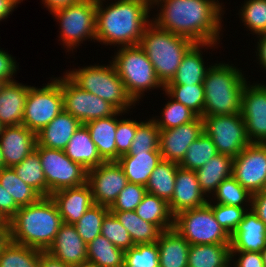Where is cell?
Here are the masks:
<instances>
[{
  "mask_svg": "<svg viewBox=\"0 0 266 267\" xmlns=\"http://www.w3.org/2000/svg\"><path fill=\"white\" fill-rule=\"evenodd\" d=\"M151 4L161 7L152 20L158 28L195 43H217L220 39L223 9L218 0H151Z\"/></svg>",
  "mask_w": 266,
  "mask_h": 267,
  "instance_id": "1",
  "label": "cell"
},
{
  "mask_svg": "<svg viewBox=\"0 0 266 267\" xmlns=\"http://www.w3.org/2000/svg\"><path fill=\"white\" fill-rule=\"evenodd\" d=\"M97 0L96 41L109 45H139L149 19L151 0H118L103 8Z\"/></svg>",
  "mask_w": 266,
  "mask_h": 267,
  "instance_id": "2",
  "label": "cell"
},
{
  "mask_svg": "<svg viewBox=\"0 0 266 267\" xmlns=\"http://www.w3.org/2000/svg\"><path fill=\"white\" fill-rule=\"evenodd\" d=\"M11 241L47 251L63 224L55 201L41 197L36 203L20 207L8 221Z\"/></svg>",
  "mask_w": 266,
  "mask_h": 267,
  "instance_id": "3",
  "label": "cell"
},
{
  "mask_svg": "<svg viewBox=\"0 0 266 267\" xmlns=\"http://www.w3.org/2000/svg\"><path fill=\"white\" fill-rule=\"evenodd\" d=\"M244 74L229 64L209 66L203 81L205 102L202 116L240 113L245 84Z\"/></svg>",
  "mask_w": 266,
  "mask_h": 267,
  "instance_id": "4",
  "label": "cell"
},
{
  "mask_svg": "<svg viewBox=\"0 0 266 267\" xmlns=\"http://www.w3.org/2000/svg\"><path fill=\"white\" fill-rule=\"evenodd\" d=\"M194 44L191 39L160 29L153 22L139 42L164 86L175 76L181 60Z\"/></svg>",
  "mask_w": 266,
  "mask_h": 267,
  "instance_id": "5",
  "label": "cell"
},
{
  "mask_svg": "<svg viewBox=\"0 0 266 267\" xmlns=\"http://www.w3.org/2000/svg\"><path fill=\"white\" fill-rule=\"evenodd\" d=\"M77 86L126 112L135 102L110 61L108 66L90 65L65 73Z\"/></svg>",
  "mask_w": 266,
  "mask_h": 267,
  "instance_id": "6",
  "label": "cell"
},
{
  "mask_svg": "<svg viewBox=\"0 0 266 267\" xmlns=\"http://www.w3.org/2000/svg\"><path fill=\"white\" fill-rule=\"evenodd\" d=\"M117 51L111 62L123 81L128 95L135 103L141 99L147 89L157 87L164 89L151 61L139 45L120 46Z\"/></svg>",
  "mask_w": 266,
  "mask_h": 267,
  "instance_id": "7",
  "label": "cell"
},
{
  "mask_svg": "<svg viewBox=\"0 0 266 267\" xmlns=\"http://www.w3.org/2000/svg\"><path fill=\"white\" fill-rule=\"evenodd\" d=\"M173 228L190 245L231 244V236L216 221L212 209L207 204L176 214Z\"/></svg>",
  "mask_w": 266,
  "mask_h": 267,
  "instance_id": "8",
  "label": "cell"
},
{
  "mask_svg": "<svg viewBox=\"0 0 266 267\" xmlns=\"http://www.w3.org/2000/svg\"><path fill=\"white\" fill-rule=\"evenodd\" d=\"M52 14L60 20V39L67 50L73 51L84 40L94 39L95 42L97 0H80Z\"/></svg>",
  "mask_w": 266,
  "mask_h": 267,
  "instance_id": "9",
  "label": "cell"
},
{
  "mask_svg": "<svg viewBox=\"0 0 266 267\" xmlns=\"http://www.w3.org/2000/svg\"><path fill=\"white\" fill-rule=\"evenodd\" d=\"M63 110L61 77L42 88L29 86L22 124L37 134Z\"/></svg>",
  "mask_w": 266,
  "mask_h": 267,
  "instance_id": "10",
  "label": "cell"
},
{
  "mask_svg": "<svg viewBox=\"0 0 266 267\" xmlns=\"http://www.w3.org/2000/svg\"><path fill=\"white\" fill-rule=\"evenodd\" d=\"M47 183V197L54 192L78 187L87 182V170L73 162L61 149H49L36 144Z\"/></svg>",
  "mask_w": 266,
  "mask_h": 267,
  "instance_id": "11",
  "label": "cell"
},
{
  "mask_svg": "<svg viewBox=\"0 0 266 267\" xmlns=\"http://www.w3.org/2000/svg\"><path fill=\"white\" fill-rule=\"evenodd\" d=\"M202 118L204 132L211 137L218 153L234 158L250 144L244 119L240 113L202 116Z\"/></svg>",
  "mask_w": 266,
  "mask_h": 267,
  "instance_id": "12",
  "label": "cell"
},
{
  "mask_svg": "<svg viewBox=\"0 0 266 267\" xmlns=\"http://www.w3.org/2000/svg\"><path fill=\"white\" fill-rule=\"evenodd\" d=\"M64 110L82 124L115 115L119 110L111 103L77 86L67 75L61 77Z\"/></svg>",
  "mask_w": 266,
  "mask_h": 267,
  "instance_id": "13",
  "label": "cell"
},
{
  "mask_svg": "<svg viewBox=\"0 0 266 267\" xmlns=\"http://www.w3.org/2000/svg\"><path fill=\"white\" fill-rule=\"evenodd\" d=\"M232 176L252 195L266 189V144L250 143L233 158Z\"/></svg>",
  "mask_w": 266,
  "mask_h": 267,
  "instance_id": "14",
  "label": "cell"
},
{
  "mask_svg": "<svg viewBox=\"0 0 266 267\" xmlns=\"http://www.w3.org/2000/svg\"><path fill=\"white\" fill-rule=\"evenodd\" d=\"M240 114L250 143L266 144V85L244 86Z\"/></svg>",
  "mask_w": 266,
  "mask_h": 267,
  "instance_id": "15",
  "label": "cell"
},
{
  "mask_svg": "<svg viewBox=\"0 0 266 267\" xmlns=\"http://www.w3.org/2000/svg\"><path fill=\"white\" fill-rule=\"evenodd\" d=\"M87 183L91 188L94 204L110 207L128 180L118 162L110 161L87 171Z\"/></svg>",
  "mask_w": 266,
  "mask_h": 267,
  "instance_id": "16",
  "label": "cell"
},
{
  "mask_svg": "<svg viewBox=\"0 0 266 267\" xmlns=\"http://www.w3.org/2000/svg\"><path fill=\"white\" fill-rule=\"evenodd\" d=\"M204 132L202 117L175 128L160 130L159 151L161 158L180 164L188 147Z\"/></svg>",
  "mask_w": 266,
  "mask_h": 267,
  "instance_id": "17",
  "label": "cell"
},
{
  "mask_svg": "<svg viewBox=\"0 0 266 267\" xmlns=\"http://www.w3.org/2000/svg\"><path fill=\"white\" fill-rule=\"evenodd\" d=\"M36 144V133L23 124L3 127L0 134V146L4 167L20 164L35 150Z\"/></svg>",
  "mask_w": 266,
  "mask_h": 267,
  "instance_id": "18",
  "label": "cell"
},
{
  "mask_svg": "<svg viewBox=\"0 0 266 267\" xmlns=\"http://www.w3.org/2000/svg\"><path fill=\"white\" fill-rule=\"evenodd\" d=\"M204 195L196 172L179 166L176 173L174 193L168 202L171 213L175 216L181 211L205 206L209 200Z\"/></svg>",
  "mask_w": 266,
  "mask_h": 267,
  "instance_id": "19",
  "label": "cell"
},
{
  "mask_svg": "<svg viewBox=\"0 0 266 267\" xmlns=\"http://www.w3.org/2000/svg\"><path fill=\"white\" fill-rule=\"evenodd\" d=\"M68 266L87 263V244L73 224L63 223L47 251Z\"/></svg>",
  "mask_w": 266,
  "mask_h": 267,
  "instance_id": "20",
  "label": "cell"
},
{
  "mask_svg": "<svg viewBox=\"0 0 266 267\" xmlns=\"http://www.w3.org/2000/svg\"><path fill=\"white\" fill-rule=\"evenodd\" d=\"M51 198L57 204L65 224L74 225L94 205L92 191L87 182L78 187L58 190L51 195Z\"/></svg>",
  "mask_w": 266,
  "mask_h": 267,
  "instance_id": "21",
  "label": "cell"
},
{
  "mask_svg": "<svg viewBox=\"0 0 266 267\" xmlns=\"http://www.w3.org/2000/svg\"><path fill=\"white\" fill-rule=\"evenodd\" d=\"M231 251L261 252L266 247V224L250 209L231 235Z\"/></svg>",
  "mask_w": 266,
  "mask_h": 267,
  "instance_id": "22",
  "label": "cell"
},
{
  "mask_svg": "<svg viewBox=\"0 0 266 267\" xmlns=\"http://www.w3.org/2000/svg\"><path fill=\"white\" fill-rule=\"evenodd\" d=\"M81 124L78 119L63 110L36 134L37 145L64 150Z\"/></svg>",
  "mask_w": 266,
  "mask_h": 267,
  "instance_id": "23",
  "label": "cell"
},
{
  "mask_svg": "<svg viewBox=\"0 0 266 267\" xmlns=\"http://www.w3.org/2000/svg\"><path fill=\"white\" fill-rule=\"evenodd\" d=\"M29 86L6 82L0 91V122L5 126L21 125Z\"/></svg>",
  "mask_w": 266,
  "mask_h": 267,
  "instance_id": "24",
  "label": "cell"
},
{
  "mask_svg": "<svg viewBox=\"0 0 266 267\" xmlns=\"http://www.w3.org/2000/svg\"><path fill=\"white\" fill-rule=\"evenodd\" d=\"M122 111H118L115 115L100 118L86 123L91 139L97 147L100 157L105 162L116 161V129L118 124L117 116Z\"/></svg>",
  "mask_w": 266,
  "mask_h": 267,
  "instance_id": "25",
  "label": "cell"
},
{
  "mask_svg": "<svg viewBox=\"0 0 266 267\" xmlns=\"http://www.w3.org/2000/svg\"><path fill=\"white\" fill-rule=\"evenodd\" d=\"M216 43H195L185 54L175 76L167 84H203L208 66L205 67L200 47H214Z\"/></svg>",
  "mask_w": 266,
  "mask_h": 267,
  "instance_id": "26",
  "label": "cell"
},
{
  "mask_svg": "<svg viewBox=\"0 0 266 267\" xmlns=\"http://www.w3.org/2000/svg\"><path fill=\"white\" fill-rule=\"evenodd\" d=\"M64 151L73 162L80 164L87 171L105 162L100 157L85 124H81L76 130Z\"/></svg>",
  "mask_w": 266,
  "mask_h": 267,
  "instance_id": "27",
  "label": "cell"
},
{
  "mask_svg": "<svg viewBox=\"0 0 266 267\" xmlns=\"http://www.w3.org/2000/svg\"><path fill=\"white\" fill-rule=\"evenodd\" d=\"M157 245L160 267H187L190 244L174 228L162 231Z\"/></svg>",
  "mask_w": 266,
  "mask_h": 267,
  "instance_id": "28",
  "label": "cell"
},
{
  "mask_svg": "<svg viewBox=\"0 0 266 267\" xmlns=\"http://www.w3.org/2000/svg\"><path fill=\"white\" fill-rule=\"evenodd\" d=\"M161 160L160 151H151L137 155H122L117 162L123 168L128 182L145 186Z\"/></svg>",
  "mask_w": 266,
  "mask_h": 267,
  "instance_id": "29",
  "label": "cell"
},
{
  "mask_svg": "<svg viewBox=\"0 0 266 267\" xmlns=\"http://www.w3.org/2000/svg\"><path fill=\"white\" fill-rule=\"evenodd\" d=\"M233 157L218 153L201 168L196 169V176L205 196L214 193L218 185L232 176Z\"/></svg>",
  "mask_w": 266,
  "mask_h": 267,
  "instance_id": "30",
  "label": "cell"
},
{
  "mask_svg": "<svg viewBox=\"0 0 266 267\" xmlns=\"http://www.w3.org/2000/svg\"><path fill=\"white\" fill-rule=\"evenodd\" d=\"M230 244L190 245L187 267H231Z\"/></svg>",
  "mask_w": 266,
  "mask_h": 267,
  "instance_id": "31",
  "label": "cell"
},
{
  "mask_svg": "<svg viewBox=\"0 0 266 267\" xmlns=\"http://www.w3.org/2000/svg\"><path fill=\"white\" fill-rule=\"evenodd\" d=\"M135 212L143 220L155 224L161 231L173 228L174 215L170 211L168 202L156 195L146 193Z\"/></svg>",
  "mask_w": 266,
  "mask_h": 267,
  "instance_id": "32",
  "label": "cell"
},
{
  "mask_svg": "<svg viewBox=\"0 0 266 267\" xmlns=\"http://www.w3.org/2000/svg\"><path fill=\"white\" fill-rule=\"evenodd\" d=\"M127 229L134 245L157 242L161 230L148 221L143 220L134 211H110Z\"/></svg>",
  "mask_w": 266,
  "mask_h": 267,
  "instance_id": "33",
  "label": "cell"
},
{
  "mask_svg": "<svg viewBox=\"0 0 266 267\" xmlns=\"http://www.w3.org/2000/svg\"><path fill=\"white\" fill-rule=\"evenodd\" d=\"M178 167L179 164L162 159L152 171L145 185L146 192L169 202L174 193Z\"/></svg>",
  "mask_w": 266,
  "mask_h": 267,
  "instance_id": "34",
  "label": "cell"
},
{
  "mask_svg": "<svg viewBox=\"0 0 266 267\" xmlns=\"http://www.w3.org/2000/svg\"><path fill=\"white\" fill-rule=\"evenodd\" d=\"M125 251L98 235L87 245V262L97 267H124Z\"/></svg>",
  "mask_w": 266,
  "mask_h": 267,
  "instance_id": "35",
  "label": "cell"
},
{
  "mask_svg": "<svg viewBox=\"0 0 266 267\" xmlns=\"http://www.w3.org/2000/svg\"><path fill=\"white\" fill-rule=\"evenodd\" d=\"M0 184L11 194L19 208L34 204L42 197L33 187L22 181L12 167L0 169Z\"/></svg>",
  "mask_w": 266,
  "mask_h": 267,
  "instance_id": "36",
  "label": "cell"
},
{
  "mask_svg": "<svg viewBox=\"0 0 266 267\" xmlns=\"http://www.w3.org/2000/svg\"><path fill=\"white\" fill-rule=\"evenodd\" d=\"M12 168L22 181L33 187L42 197H47L46 178L36 149Z\"/></svg>",
  "mask_w": 266,
  "mask_h": 267,
  "instance_id": "37",
  "label": "cell"
},
{
  "mask_svg": "<svg viewBox=\"0 0 266 267\" xmlns=\"http://www.w3.org/2000/svg\"><path fill=\"white\" fill-rule=\"evenodd\" d=\"M164 91L168 97L193 111L198 117H202L205 102V92L203 84L178 85L166 84Z\"/></svg>",
  "mask_w": 266,
  "mask_h": 267,
  "instance_id": "38",
  "label": "cell"
},
{
  "mask_svg": "<svg viewBox=\"0 0 266 267\" xmlns=\"http://www.w3.org/2000/svg\"><path fill=\"white\" fill-rule=\"evenodd\" d=\"M41 252L10 241L0 253V267H39Z\"/></svg>",
  "mask_w": 266,
  "mask_h": 267,
  "instance_id": "39",
  "label": "cell"
},
{
  "mask_svg": "<svg viewBox=\"0 0 266 267\" xmlns=\"http://www.w3.org/2000/svg\"><path fill=\"white\" fill-rule=\"evenodd\" d=\"M216 146L211 137L203 132L187 149L186 155L180 167L188 170H196L205 165L211 158L217 155Z\"/></svg>",
  "mask_w": 266,
  "mask_h": 267,
  "instance_id": "40",
  "label": "cell"
},
{
  "mask_svg": "<svg viewBox=\"0 0 266 267\" xmlns=\"http://www.w3.org/2000/svg\"><path fill=\"white\" fill-rule=\"evenodd\" d=\"M109 212V207L94 204L74 224L78 234L87 245L101 234L103 219Z\"/></svg>",
  "mask_w": 266,
  "mask_h": 267,
  "instance_id": "41",
  "label": "cell"
},
{
  "mask_svg": "<svg viewBox=\"0 0 266 267\" xmlns=\"http://www.w3.org/2000/svg\"><path fill=\"white\" fill-rule=\"evenodd\" d=\"M215 197V203L222 205H233L244 207V203L247 202L249 209L252 206V194L242 187L237 180L231 176L224 179L213 193Z\"/></svg>",
  "mask_w": 266,
  "mask_h": 267,
  "instance_id": "42",
  "label": "cell"
},
{
  "mask_svg": "<svg viewBox=\"0 0 266 267\" xmlns=\"http://www.w3.org/2000/svg\"><path fill=\"white\" fill-rule=\"evenodd\" d=\"M160 129L152 119L142 121L138 126L132 145L125 155H137V153L159 151Z\"/></svg>",
  "mask_w": 266,
  "mask_h": 267,
  "instance_id": "43",
  "label": "cell"
},
{
  "mask_svg": "<svg viewBox=\"0 0 266 267\" xmlns=\"http://www.w3.org/2000/svg\"><path fill=\"white\" fill-rule=\"evenodd\" d=\"M172 100L165 104V107L162 109L163 111L161 112L162 116L160 119L152 118L160 130L171 129L183 124H187L194 121L198 117L193 111L184 106L182 103L177 102L174 99Z\"/></svg>",
  "mask_w": 266,
  "mask_h": 267,
  "instance_id": "44",
  "label": "cell"
},
{
  "mask_svg": "<svg viewBox=\"0 0 266 267\" xmlns=\"http://www.w3.org/2000/svg\"><path fill=\"white\" fill-rule=\"evenodd\" d=\"M124 267H160L157 242L137 244L125 251Z\"/></svg>",
  "mask_w": 266,
  "mask_h": 267,
  "instance_id": "45",
  "label": "cell"
},
{
  "mask_svg": "<svg viewBox=\"0 0 266 267\" xmlns=\"http://www.w3.org/2000/svg\"><path fill=\"white\" fill-rule=\"evenodd\" d=\"M241 20L256 35L266 30V0H247L240 9Z\"/></svg>",
  "mask_w": 266,
  "mask_h": 267,
  "instance_id": "46",
  "label": "cell"
},
{
  "mask_svg": "<svg viewBox=\"0 0 266 267\" xmlns=\"http://www.w3.org/2000/svg\"><path fill=\"white\" fill-rule=\"evenodd\" d=\"M101 235L106 237L117 248L127 251L135 246L127 229L109 212L103 219Z\"/></svg>",
  "mask_w": 266,
  "mask_h": 267,
  "instance_id": "47",
  "label": "cell"
},
{
  "mask_svg": "<svg viewBox=\"0 0 266 267\" xmlns=\"http://www.w3.org/2000/svg\"><path fill=\"white\" fill-rule=\"evenodd\" d=\"M207 205L212 209L216 221L226 230L231 236L236 230L240 221L243 220L247 209L245 207L222 205L208 201ZM245 208V209H244Z\"/></svg>",
  "mask_w": 266,
  "mask_h": 267,
  "instance_id": "48",
  "label": "cell"
},
{
  "mask_svg": "<svg viewBox=\"0 0 266 267\" xmlns=\"http://www.w3.org/2000/svg\"><path fill=\"white\" fill-rule=\"evenodd\" d=\"M146 193L145 186L128 182L109 211H134Z\"/></svg>",
  "mask_w": 266,
  "mask_h": 267,
  "instance_id": "49",
  "label": "cell"
},
{
  "mask_svg": "<svg viewBox=\"0 0 266 267\" xmlns=\"http://www.w3.org/2000/svg\"><path fill=\"white\" fill-rule=\"evenodd\" d=\"M141 122H136L135 120L130 119H119L116 129V161L120 156L128 153L133 139L135 137V133L137 130V126Z\"/></svg>",
  "mask_w": 266,
  "mask_h": 267,
  "instance_id": "50",
  "label": "cell"
},
{
  "mask_svg": "<svg viewBox=\"0 0 266 267\" xmlns=\"http://www.w3.org/2000/svg\"><path fill=\"white\" fill-rule=\"evenodd\" d=\"M234 255L239 256L238 260L234 261L236 262L234 267H264L261 252L231 251V261H233Z\"/></svg>",
  "mask_w": 266,
  "mask_h": 267,
  "instance_id": "51",
  "label": "cell"
},
{
  "mask_svg": "<svg viewBox=\"0 0 266 267\" xmlns=\"http://www.w3.org/2000/svg\"><path fill=\"white\" fill-rule=\"evenodd\" d=\"M17 69L16 61L12 55L0 49V79L5 82L14 81L12 76Z\"/></svg>",
  "mask_w": 266,
  "mask_h": 267,
  "instance_id": "52",
  "label": "cell"
},
{
  "mask_svg": "<svg viewBox=\"0 0 266 267\" xmlns=\"http://www.w3.org/2000/svg\"><path fill=\"white\" fill-rule=\"evenodd\" d=\"M19 207L16 205L10 193L0 184V214L9 221L17 212Z\"/></svg>",
  "mask_w": 266,
  "mask_h": 267,
  "instance_id": "53",
  "label": "cell"
},
{
  "mask_svg": "<svg viewBox=\"0 0 266 267\" xmlns=\"http://www.w3.org/2000/svg\"><path fill=\"white\" fill-rule=\"evenodd\" d=\"M251 204V208L258 215V218L266 224V189L253 194Z\"/></svg>",
  "mask_w": 266,
  "mask_h": 267,
  "instance_id": "54",
  "label": "cell"
},
{
  "mask_svg": "<svg viewBox=\"0 0 266 267\" xmlns=\"http://www.w3.org/2000/svg\"><path fill=\"white\" fill-rule=\"evenodd\" d=\"M39 267H71L60 261L59 259L53 257L46 251H42L40 254V264Z\"/></svg>",
  "mask_w": 266,
  "mask_h": 267,
  "instance_id": "55",
  "label": "cell"
},
{
  "mask_svg": "<svg viewBox=\"0 0 266 267\" xmlns=\"http://www.w3.org/2000/svg\"><path fill=\"white\" fill-rule=\"evenodd\" d=\"M79 1L80 0H42V2H44V6L47 7L51 13H54L59 9L65 8Z\"/></svg>",
  "mask_w": 266,
  "mask_h": 267,
  "instance_id": "56",
  "label": "cell"
},
{
  "mask_svg": "<svg viewBox=\"0 0 266 267\" xmlns=\"http://www.w3.org/2000/svg\"><path fill=\"white\" fill-rule=\"evenodd\" d=\"M23 0H0V21L8 18V15L14 11L17 4Z\"/></svg>",
  "mask_w": 266,
  "mask_h": 267,
  "instance_id": "57",
  "label": "cell"
},
{
  "mask_svg": "<svg viewBox=\"0 0 266 267\" xmlns=\"http://www.w3.org/2000/svg\"><path fill=\"white\" fill-rule=\"evenodd\" d=\"M259 42H257V51L256 53H258V60H259V64L262 65L261 67L264 68V70H266V34H261L258 36Z\"/></svg>",
  "mask_w": 266,
  "mask_h": 267,
  "instance_id": "58",
  "label": "cell"
},
{
  "mask_svg": "<svg viewBox=\"0 0 266 267\" xmlns=\"http://www.w3.org/2000/svg\"><path fill=\"white\" fill-rule=\"evenodd\" d=\"M10 241L11 233L9 224H0V253Z\"/></svg>",
  "mask_w": 266,
  "mask_h": 267,
  "instance_id": "59",
  "label": "cell"
},
{
  "mask_svg": "<svg viewBox=\"0 0 266 267\" xmlns=\"http://www.w3.org/2000/svg\"><path fill=\"white\" fill-rule=\"evenodd\" d=\"M264 267H266V247L261 251Z\"/></svg>",
  "mask_w": 266,
  "mask_h": 267,
  "instance_id": "60",
  "label": "cell"
},
{
  "mask_svg": "<svg viewBox=\"0 0 266 267\" xmlns=\"http://www.w3.org/2000/svg\"><path fill=\"white\" fill-rule=\"evenodd\" d=\"M4 168V160H3V155H2V149L0 146V169Z\"/></svg>",
  "mask_w": 266,
  "mask_h": 267,
  "instance_id": "61",
  "label": "cell"
},
{
  "mask_svg": "<svg viewBox=\"0 0 266 267\" xmlns=\"http://www.w3.org/2000/svg\"><path fill=\"white\" fill-rule=\"evenodd\" d=\"M74 267H97V266L87 262V263L80 264V265L74 266Z\"/></svg>",
  "mask_w": 266,
  "mask_h": 267,
  "instance_id": "62",
  "label": "cell"
},
{
  "mask_svg": "<svg viewBox=\"0 0 266 267\" xmlns=\"http://www.w3.org/2000/svg\"><path fill=\"white\" fill-rule=\"evenodd\" d=\"M0 224H9V222L6 221V220L2 217L1 214H0Z\"/></svg>",
  "mask_w": 266,
  "mask_h": 267,
  "instance_id": "63",
  "label": "cell"
},
{
  "mask_svg": "<svg viewBox=\"0 0 266 267\" xmlns=\"http://www.w3.org/2000/svg\"><path fill=\"white\" fill-rule=\"evenodd\" d=\"M5 83H6V82H5L4 80L0 79V91H1V89H2V86H3Z\"/></svg>",
  "mask_w": 266,
  "mask_h": 267,
  "instance_id": "64",
  "label": "cell"
},
{
  "mask_svg": "<svg viewBox=\"0 0 266 267\" xmlns=\"http://www.w3.org/2000/svg\"><path fill=\"white\" fill-rule=\"evenodd\" d=\"M3 125L1 124V122H0V134L2 133V129H3Z\"/></svg>",
  "mask_w": 266,
  "mask_h": 267,
  "instance_id": "65",
  "label": "cell"
}]
</instances>
